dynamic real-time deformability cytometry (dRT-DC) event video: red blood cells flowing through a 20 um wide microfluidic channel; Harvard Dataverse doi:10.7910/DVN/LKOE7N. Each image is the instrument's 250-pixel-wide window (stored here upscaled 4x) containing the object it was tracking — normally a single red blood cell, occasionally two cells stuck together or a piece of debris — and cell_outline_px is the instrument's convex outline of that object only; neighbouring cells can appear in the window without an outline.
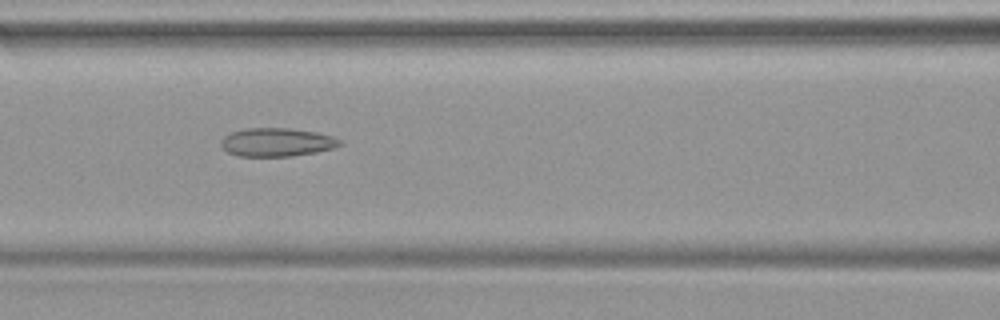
{"species": "common noctule bat (a hibernating species)", "species_latin": "Nyctalus noctula", "temperature_condition": "warm", "stored_images_in_passage": 44, "camera_frame_rate_fps": 3000, "um_per_image_px": 0.085, "animal": {"sex": "female", "body_mass_g": 19.9}, "frame": {"image": 1, "passage_image": 20, "time_ms": 6.333, "image_size_px": [1000, 320], "cell_outline_px": [[344, 144], [336, 148], [316, 152], [292, 156], [240, 156], [228, 152], [220, 144], [220, 140], [224, 136], [232, 132], [244, 128], [292, 128], [316, 132], [332, 136], [340, 140]], "centroid_in_image_um": [23.56, 12.08], "position_along_channel_um": 143.0, "area_um2": 19.83}}
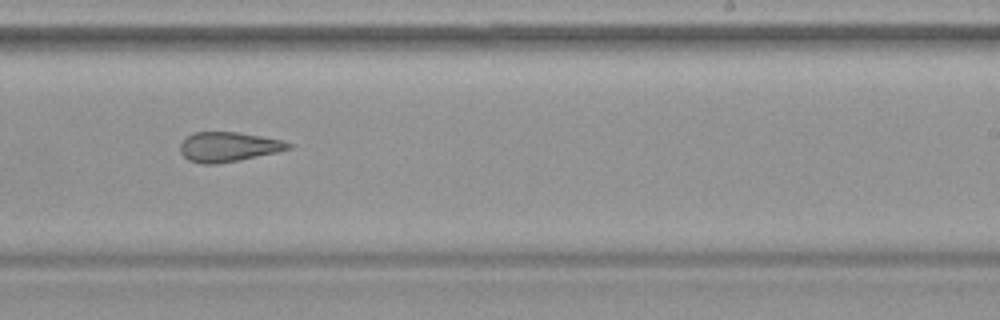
{"frame": {"image": 2, "passage_image": 29, "time_ms": 9.333, "image_size_px": [1000, 320], "cell_outline_px": [[292, 148], [276, 152], [240, 160], [216, 164], [200, 164], [188, 160], [180, 152], [180, 144], [192, 132], [236, 132], [284, 140], [292, 144]], "centroid_in_image_um": [19.4, 12.49], "position_along_channel_um": 269.6, "area_um2": 18.73}}
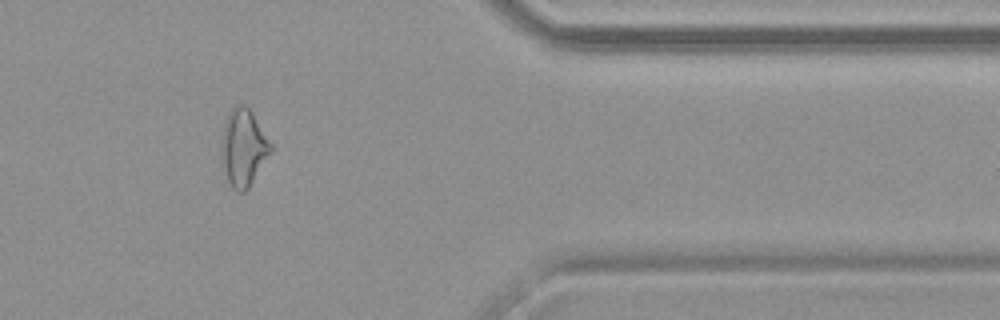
{"frame": {"image": 3, "passage_image": 39, "time_ms": 12.667, "image_size_px": [1000, 320], "cell_outline_px": [[272, 148], [248, 188], [244, 192], [236, 192], [232, 188], [228, 180], [220, 160], [220, 140], [224, 124], [228, 112], [236, 104], [244, 104], [252, 112], [272, 144]], "centroid_in_image_um": [20.64, 12.53], "position_along_channel_um": 390.8, "area_um2": 22.14}}